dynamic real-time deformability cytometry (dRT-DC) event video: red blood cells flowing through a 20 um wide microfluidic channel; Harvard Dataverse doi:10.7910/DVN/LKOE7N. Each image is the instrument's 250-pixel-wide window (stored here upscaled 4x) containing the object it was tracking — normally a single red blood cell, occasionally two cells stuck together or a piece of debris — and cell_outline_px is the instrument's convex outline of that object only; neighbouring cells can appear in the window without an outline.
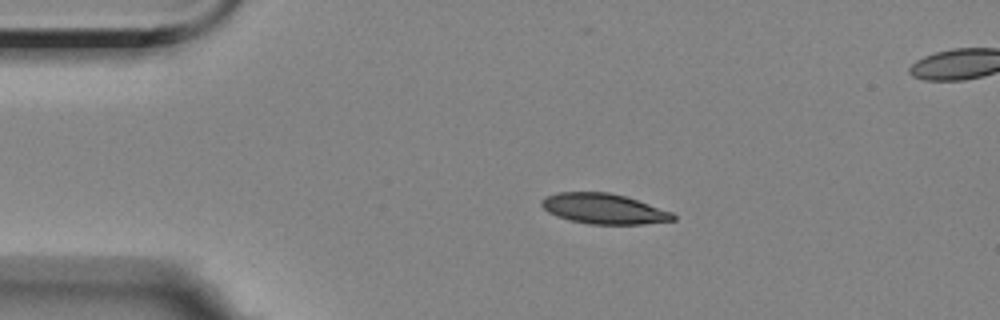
{"species": "Egyptian fruit bat (a non-hibernating species)", "species_latin": "Rousettus aegyptiacus", "temperature_condition": "room temperature", "stored_images_in_passage": 47, "camera_frame_rate_fps": 3000, "um_per_image_px": 0.085, "animal": {"sex": "female"}, "frame": {"image": 1, "passage_image": 1, "time_ms": 0.0, "image_size_px": [1000, 320], "cell_outline_px": [[676, 220], [644, 224], [588, 224], [556, 216], [548, 212], [540, 204], [540, 200], [548, 196], [560, 192], [608, 192], [624, 196], [672, 212], [676, 216]], "centroid_in_image_um": [51.32, 17.75], "position_along_channel_um": 33.7, "area_um2": 23.0}}
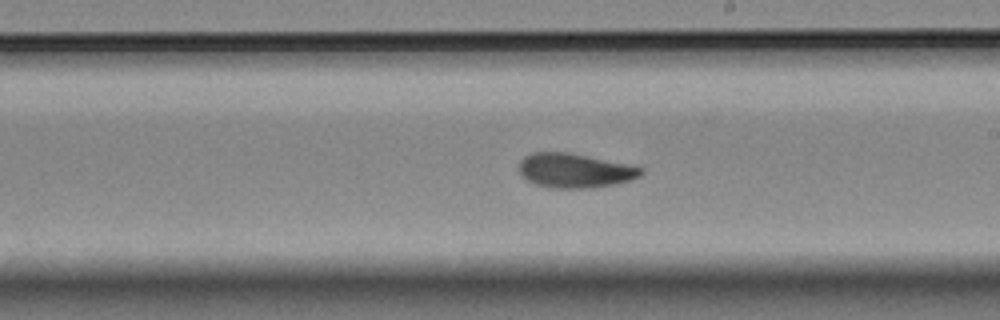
{"frame": {"image": 2, "passage_image": 22, "time_ms": 7.0, "image_size_px": [1000, 320], "cell_outline_px": [[644, 172], [640, 176], [632, 180], [616, 184], [592, 188], [552, 188], [536, 184], [528, 180], [520, 172], [520, 160], [524, 156], [532, 152], [564, 152], [644, 168]], "centroid_in_image_um": [48.86, 14.51], "position_along_channel_um": 240.1, "area_um2": 24.04}}
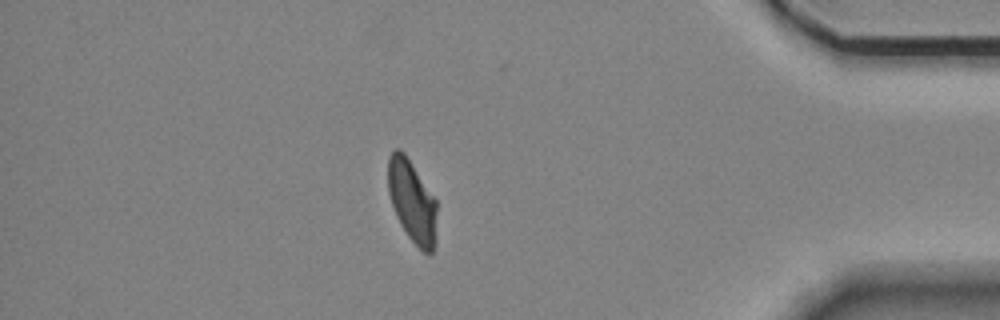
{"frame": {"image": 3, "passage_image": 39, "time_ms": 12.667, "image_size_px": [1000, 320], "cell_outline_px": [[436, 240], [432, 252], [424, 252], [408, 236], [400, 224], [396, 216], [388, 192], [388, 156], [396, 148], [400, 148], [404, 152], [436, 200]], "centroid_in_image_um": [35.02, 17.09], "position_along_channel_um": 400.2, "area_um2": 23.24}, "authors_computed_cell_mechanics": {"area_um2": 24.0448, "velocity_mm_per_s": 3.4902, "shape_relaxation_time_tau1_ms": 7.661, "shape_relaxation_time_tau2_ms": 2.2947, "deformation_change_tau1": 0.1896, "deformation_change_tau2": 0.0779}}